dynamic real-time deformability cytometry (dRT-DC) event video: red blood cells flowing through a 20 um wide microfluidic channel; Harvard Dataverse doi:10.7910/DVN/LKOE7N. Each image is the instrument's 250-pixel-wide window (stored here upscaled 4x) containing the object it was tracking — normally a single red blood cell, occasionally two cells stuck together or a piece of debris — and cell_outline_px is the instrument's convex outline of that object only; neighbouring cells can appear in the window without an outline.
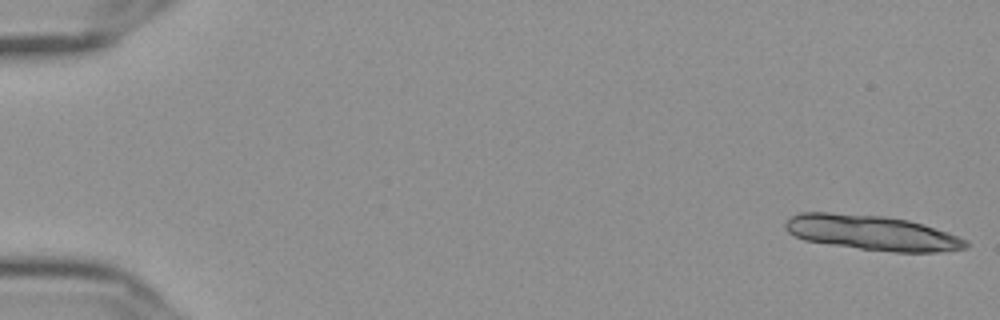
{"species": "Egyptian fruit bat (a non-hibernating species)", "species_latin": "Rousettus aegyptiacus", "temperature_condition": "cold", "stored_images_in_passage": 17, "camera_frame_rate_fps": 3000, "um_per_image_px": 0.085, "frame": {"image": 1, "passage_image": 1, "time_ms": 0.0, "image_size_px": [1000, 320], "cell_outline_px": [[968, 248], [936, 252], [892, 252], [860, 248], [804, 240], [788, 232], [784, 228], [784, 224], [792, 216], [800, 212], [828, 212], [884, 216], [908, 220], [948, 232], [968, 240]], "centroid_in_image_um": [74.13, 19.78], "position_along_channel_um": 10.9, "area_um2": 36.59}}